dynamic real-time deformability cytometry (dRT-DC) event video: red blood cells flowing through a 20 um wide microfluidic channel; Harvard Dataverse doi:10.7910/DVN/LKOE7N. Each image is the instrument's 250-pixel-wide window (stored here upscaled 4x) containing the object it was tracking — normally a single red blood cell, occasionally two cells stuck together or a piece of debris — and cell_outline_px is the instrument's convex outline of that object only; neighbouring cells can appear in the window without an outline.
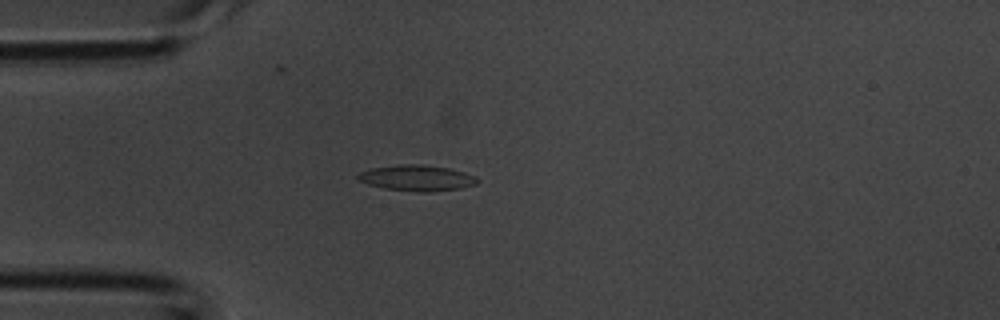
{"species": "common noctule bat (a hibernating species)", "species_latin": "Nyctalus noctula", "temperature_condition": "room temperature", "stored_images_in_passage": 4, "camera_frame_rate_fps": 3000, "um_per_image_px": 0.085, "animal": {"sex": "male", "body_mass_g": 20.1, "forearm_length_mm": 53.5}, "frame": {"image": 1, "passage_image": 4, "time_ms": 1.0, "image_size_px": [1000, 320], "cell_outline_px": [[480, 180], [476, 184], [460, 188], [424, 192], [420, 192], [384, 188], [368, 184], [360, 180], [356, 176], [360, 172], [372, 168], [400, 164], [424, 164], [448, 168], [464, 172], [476, 176]], "centroid_in_image_um": [35.45, 15.12], "position_along_channel_um": 49.5, "area_um2": 17.86}}